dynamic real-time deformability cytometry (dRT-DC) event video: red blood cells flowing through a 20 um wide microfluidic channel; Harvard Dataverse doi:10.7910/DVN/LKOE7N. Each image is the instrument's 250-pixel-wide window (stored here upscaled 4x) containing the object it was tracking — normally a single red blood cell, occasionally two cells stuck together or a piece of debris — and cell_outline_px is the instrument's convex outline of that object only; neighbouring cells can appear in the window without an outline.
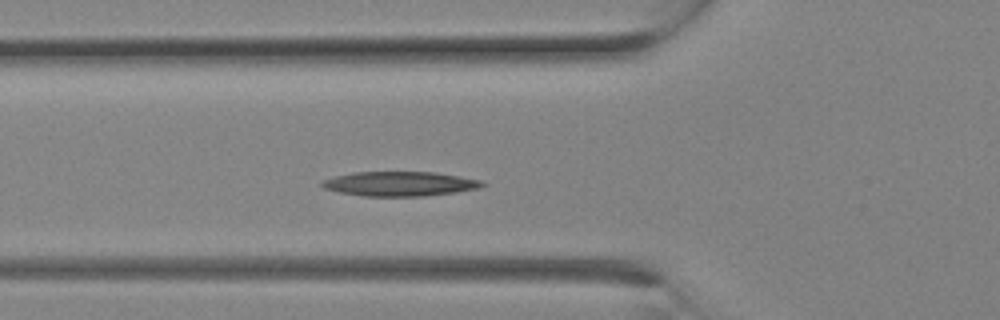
{"species": "Egyptian fruit bat (a non-hibernating species)", "species_latin": "Rousettus aegyptiacus", "temperature_condition": "room temperature", "stored_images_in_passage": 12, "camera_frame_rate_fps": 3000, "um_per_image_px": 0.085, "animal": {"sex": "female"}, "frame": {"image": 1, "passage_image": 7, "time_ms": 2.0, "image_size_px": [1000, 320], "cell_outline_px": [[488, 184], [480, 188], [456, 192], [424, 196], [364, 196], [340, 192], [324, 188], [320, 184], [320, 180], [352, 172], [436, 172], [484, 180]], "centroid_in_image_um": [34.03, 15.62], "position_along_channel_um": 91.8, "area_um2": 23.12}}
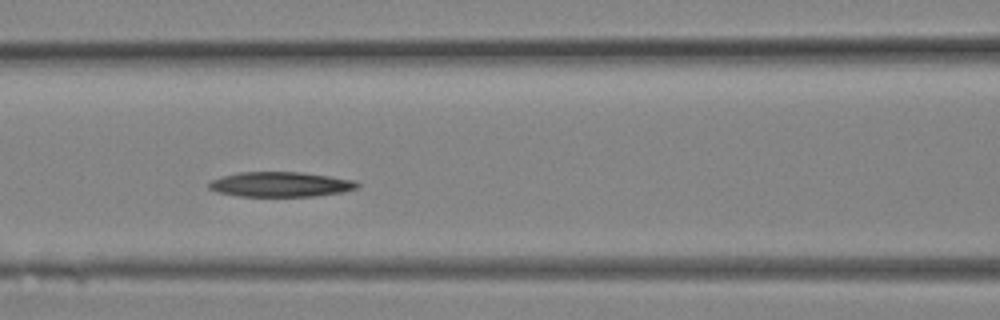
{"frame": {"image": 2, "passage_image": 9, "time_ms": 2.667, "image_size_px": [1000, 320], "cell_outline_px": [[360, 184], [356, 188], [344, 192], [316, 196], [236, 196], [216, 192], [208, 188], [208, 184], [212, 180], [220, 176], [236, 172], [300, 172], [356, 180]], "centroid_in_image_um": [23.82, 15.67], "position_along_channel_um": 142.8, "area_um2": 21.73}}
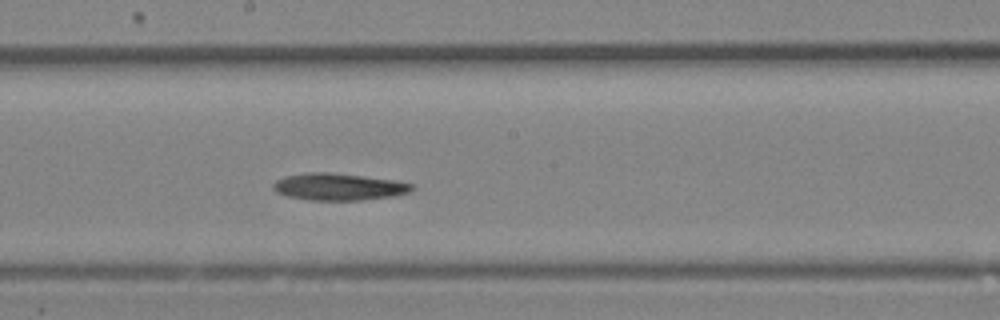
{"frame": {"image": 3, "passage_image": 12, "time_ms": 3.667, "image_size_px": [1000, 320], "cell_outline_px": [[416, 188], [408, 192], [396, 196], [360, 200], [312, 200], [288, 196], [276, 192], [272, 188], [272, 184], [276, 180], [284, 176], [308, 172], [332, 172], [396, 180], [412, 184]], "centroid_in_image_um": [28.79, 15.87], "position_along_channel_um": 219.4, "area_um2": 21.96}}